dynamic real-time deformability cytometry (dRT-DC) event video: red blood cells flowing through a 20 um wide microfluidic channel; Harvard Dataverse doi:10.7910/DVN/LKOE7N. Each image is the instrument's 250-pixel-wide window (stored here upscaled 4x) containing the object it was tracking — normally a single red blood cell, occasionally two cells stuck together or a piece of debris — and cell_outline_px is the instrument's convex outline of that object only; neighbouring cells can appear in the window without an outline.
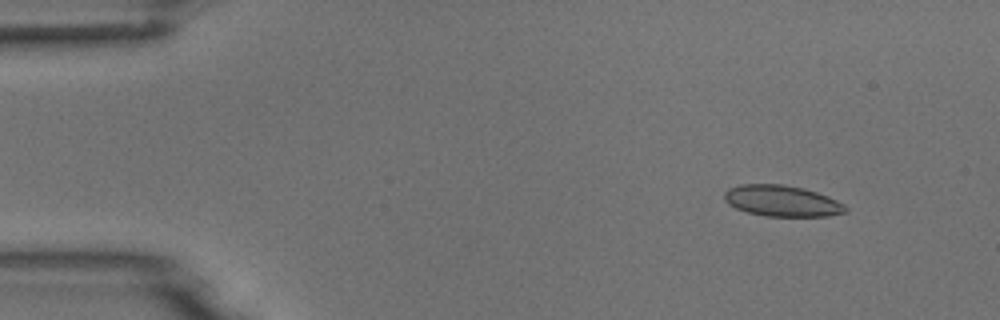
{"species": "common noctule bat (a hibernating species)", "species_latin": "Nyctalus noctula", "temperature_condition": "room temperature", "stored_images_in_passage": 5, "camera_frame_rate_fps": 3000, "um_per_image_px": 0.085, "animal": {"sex": "male", "body_mass_g": 18.8}, "frame": {"image": 1, "passage_image": 2, "time_ms": 1.333, "image_size_px": [1000, 320], "cell_outline_px": [[848, 212], [828, 216], [764, 216], [748, 212], [736, 208], [728, 204], [724, 200], [724, 192], [728, 188], [740, 184], [780, 184], [804, 188], [828, 196], [844, 204], [848, 208]], "centroid_in_image_um": [66.47, 17.07], "position_along_channel_um": 18.5, "area_um2": 22.08}}
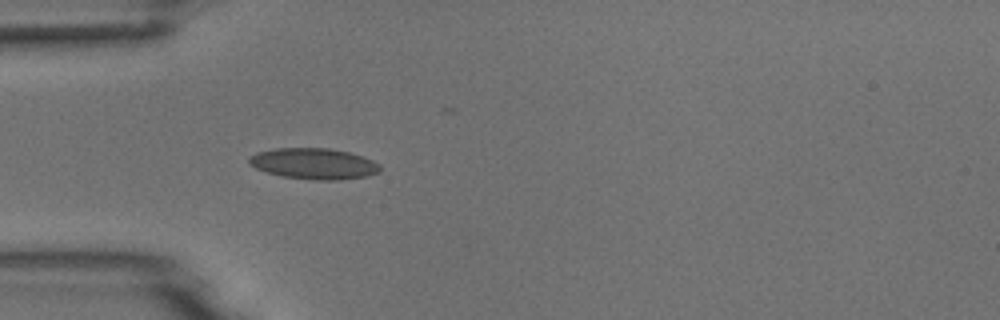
{"frame": {"image": 2, "passage_image": 5, "time_ms": 4.667, "image_size_px": [1000, 320], "cell_outline_px": [[380, 172], [368, 176], [340, 180], [312, 180], [284, 176], [268, 172], [256, 168], [248, 164], [248, 156], [256, 152], [276, 148], [328, 148], [348, 152], [364, 156], [380, 164]], "centroid_in_image_um": [26.69, 13.91], "position_along_channel_um": 58.3, "area_um2": 23.81}}